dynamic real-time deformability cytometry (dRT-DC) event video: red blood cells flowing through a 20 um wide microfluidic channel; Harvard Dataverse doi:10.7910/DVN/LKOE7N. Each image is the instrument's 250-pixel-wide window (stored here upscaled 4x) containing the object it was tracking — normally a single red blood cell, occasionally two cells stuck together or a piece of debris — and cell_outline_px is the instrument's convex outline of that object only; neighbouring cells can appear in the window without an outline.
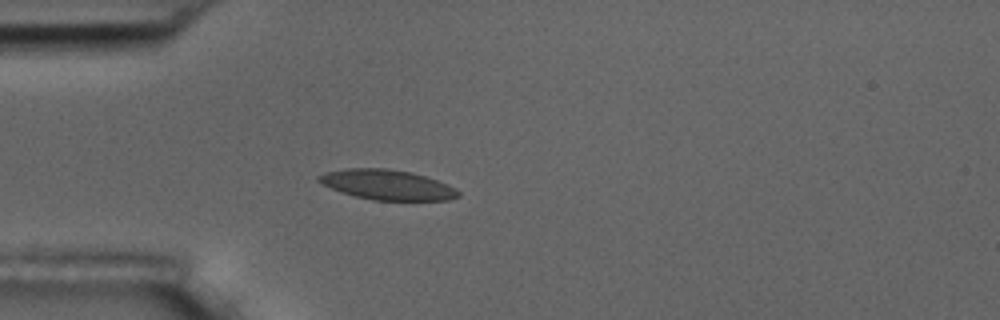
{"species": "common noctule bat (a hibernating species)", "species_latin": "Nyctalus noctula", "temperature_condition": "room temperature", "stored_images_in_passage": 5, "camera_frame_rate_fps": 3000, "um_per_image_px": 0.085, "animal": {"sex": "male", "body_mass_g": 17.5, "forearm_length_mm": 52.3}, "frame": {"image": 1, "passage_image": 5, "time_ms": 4.667, "image_size_px": [1000, 320], "cell_outline_px": [[460, 196], [448, 200], [372, 200], [356, 196], [332, 188], [316, 180], [316, 176], [324, 172], [348, 168], [388, 168], [412, 172], [448, 184], [456, 188], [460, 192]], "centroid_in_image_um": [32.93, 15.69], "position_along_channel_um": 52.1, "area_um2": 24.33}}